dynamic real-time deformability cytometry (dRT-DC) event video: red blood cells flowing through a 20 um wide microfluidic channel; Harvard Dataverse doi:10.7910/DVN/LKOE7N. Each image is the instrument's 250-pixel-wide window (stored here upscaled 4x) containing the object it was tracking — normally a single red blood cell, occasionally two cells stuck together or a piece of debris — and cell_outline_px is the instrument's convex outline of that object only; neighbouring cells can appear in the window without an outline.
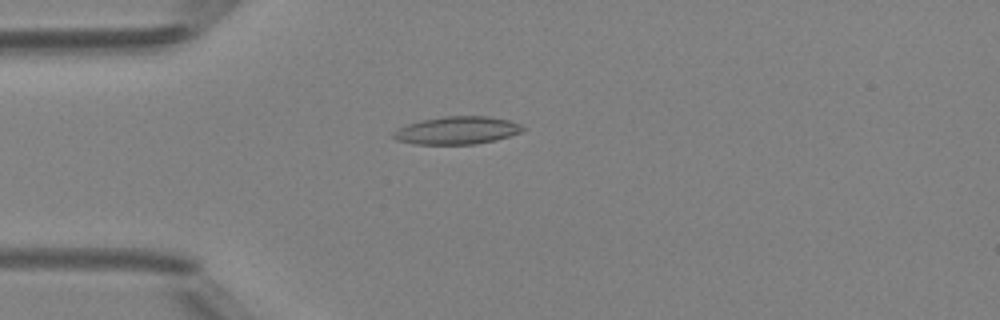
{"species": "Egyptian fruit bat (a non-hibernating species)", "species_latin": "Rousettus aegyptiacus", "temperature_condition": "room temperature", "stored_images_in_passage": 49, "camera_frame_rate_fps": 3000, "um_per_image_px": 0.085, "animal": {"sex": "female"}, "frame": {"image": 1, "passage_image": 13, "time_ms": 4.0, "image_size_px": [1000, 320], "cell_outline_px": [[524, 128], [520, 132], [496, 140], [476, 144], [412, 144], [396, 140], [392, 136], [392, 132], [396, 128], [420, 120], [444, 116], [488, 116], [508, 120], [520, 124]], "centroid_in_image_um": [38.79, 11.08], "position_along_channel_um": 46.2, "area_um2": 20.98}}
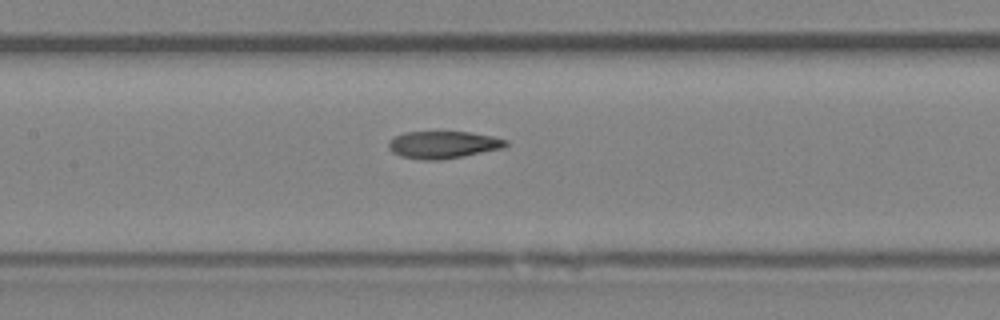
{"frame": {"image": 2, "passage_image": 23, "time_ms": 7.333, "image_size_px": [1000, 320], "cell_outline_px": [[508, 144], [504, 148], [464, 156], [440, 160], [420, 160], [400, 156], [392, 152], [388, 148], [388, 140], [404, 132], [468, 132], [492, 136], [508, 140]], "centroid_in_image_um": [37.65, 12.31], "position_along_channel_um": 169.7, "area_um2": 18.79}}
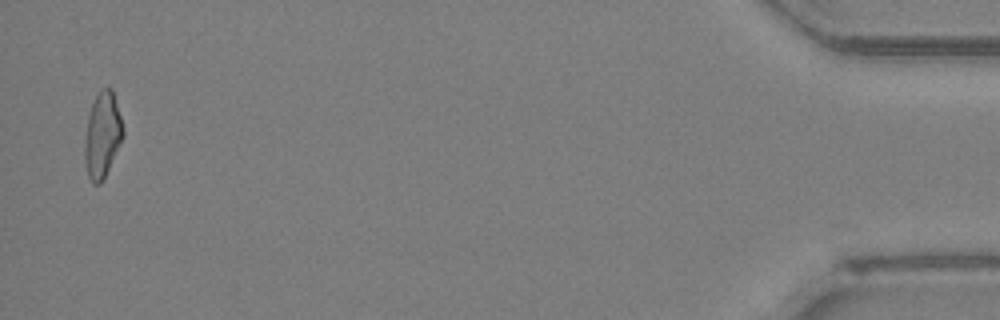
{"frame": {"image": 3, "passage_image": 48, "time_ms": 15.667, "image_size_px": [1000, 320], "cell_outline_px": [[124, 136], [100, 184], [92, 184], [88, 176], [84, 160], [84, 140], [88, 116], [92, 104], [100, 88], [112, 88], [124, 128]], "centroid_in_image_um": [8.69, 11.46], "position_along_channel_um": 426.5, "area_um2": 19.02}, "authors_computed_cell_mechanics": {"area_um2": 19.0162, "velocity_mm_per_s": 4.1938, "shape_relaxation_time_tau1_ms": null, "shape_relaxation_time_tau2_ms": 3.5047, "deformation_change_tau1": null, "deformation_change_tau2": 0.134}}